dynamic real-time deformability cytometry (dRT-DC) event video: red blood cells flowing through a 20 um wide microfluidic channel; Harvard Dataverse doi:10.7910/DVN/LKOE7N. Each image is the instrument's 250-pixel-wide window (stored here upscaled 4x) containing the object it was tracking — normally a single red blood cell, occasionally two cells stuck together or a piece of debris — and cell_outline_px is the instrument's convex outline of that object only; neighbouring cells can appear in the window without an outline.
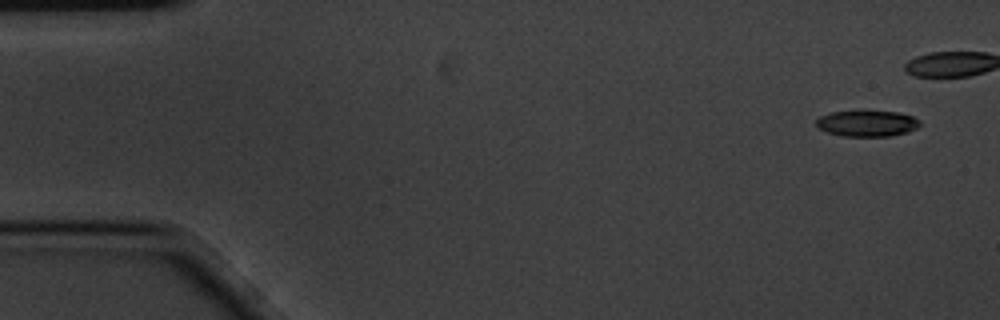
{"species": "common noctule bat (a hibernating species)", "species_latin": "Nyctalus noctula", "temperature_condition": "cold", "stored_images_in_passage": 5, "segment_of_instrument_passage": [2, 2], "camera_frame_rate_fps": 3000, "um_per_image_px": 0.085, "animal": {"sex": "male", "body_mass_g": 20.1, "forearm_length_mm": 53.5}, "frame": {"image": 1, "passage_image": 5, "time_ms": 1.333, "image_size_px": [1000, 320], "cell_outline_px": [[920, 124], [916, 128], [908, 132], [888, 136], [844, 136], [828, 132], [820, 128], [816, 124], [816, 120], [820, 116], [832, 112], [896, 112], [912, 116], [920, 120]], "centroid_in_image_um": [73.72, 10.5], "position_along_channel_um": 11.3, "area_um2": 15.32}}